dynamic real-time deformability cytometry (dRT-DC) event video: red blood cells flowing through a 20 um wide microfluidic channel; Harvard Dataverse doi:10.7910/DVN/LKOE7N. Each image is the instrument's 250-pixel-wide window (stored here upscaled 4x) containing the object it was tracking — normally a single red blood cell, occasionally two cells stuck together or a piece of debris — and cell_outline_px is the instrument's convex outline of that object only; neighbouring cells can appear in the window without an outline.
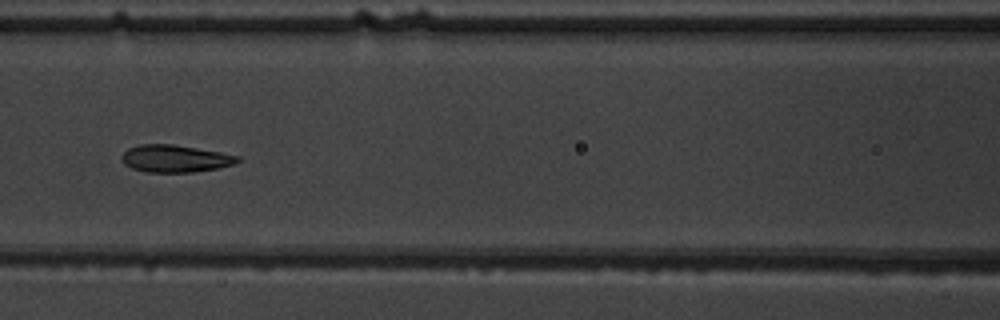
{"species": "common noctule bat (a hibernating species)", "species_latin": "Nyctalus noctula", "temperature_condition": "warm", "stored_images_in_passage": 8, "camera_frame_rate_fps": 3000, "um_per_image_px": 0.085, "animal": {"sex": "male", "body_mass_g": 19.5, "forearm_length_mm": 54.6}, "frame": {"image": 1, "passage_image": 6, "time_ms": 6.333, "image_size_px": [1000, 320], "cell_outline_px": [[240, 160], [232, 164], [216, 168], [192, 172], [148, 172], [132, 168], [124, 164], [120, 156], [128, 148], [140, 144], [172, 144], [220, 152], [240, 156]], "centroid_in_image_um": [14.85, 13.47], "position_along_channel_um": 151.8, "area_um2": 18.26}}
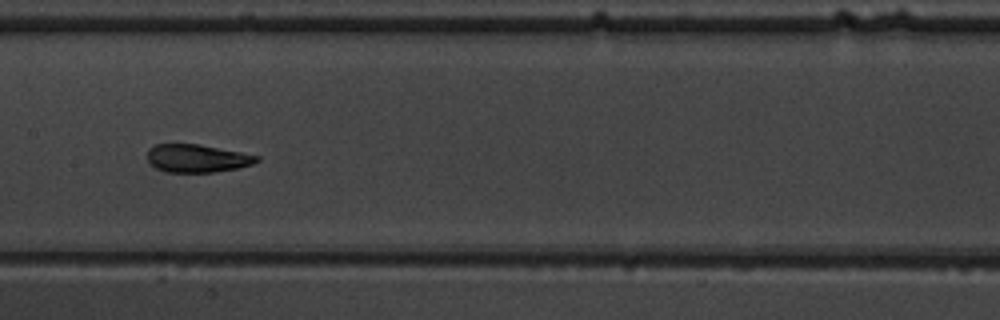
{"frame": {"image": 2, "passage_image": 7, "time_ms": 7.333, "image_size_px": [1000, 320], "cell_outline_px": [[260, 160], [252, 164], [240, 168], [212, 172], [164, 172], [156, 168], [148, 160], [148, 148], [156, 144], [200, 144], [260, 156]], "centroid_in_image_um": [16.76, 13.46], "position_along_channel_um": 190.6, "area_um2": 17.86}}
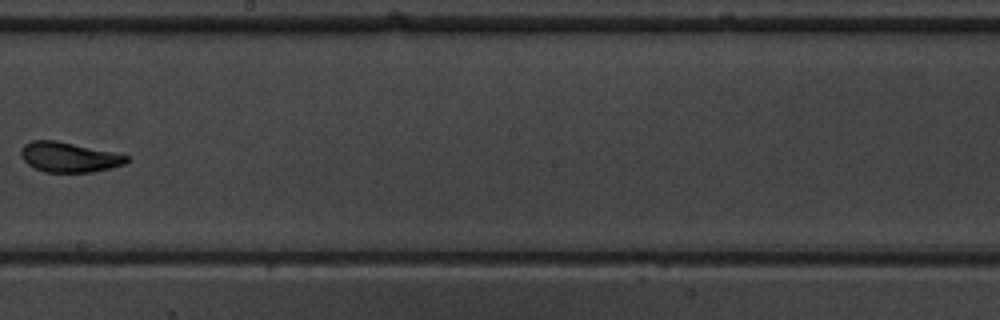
{"frame": {"image": 3, "passage_image": 8, "time_ms": 8.667, "image_size_px": [1000, 320], "cell_outline_px": [[128, 160], [124, 164], [112, 168], [92, 172], [44, 172], [28, 164], [20, 156], [20, 152], [24, 144], [32, 140], [56, 140], [112, 152], [128, 156]], "centroid_in_image_um": [5.84, 13.36], "position_along_channel_um": 242.4, "area_um2": 18.32}}